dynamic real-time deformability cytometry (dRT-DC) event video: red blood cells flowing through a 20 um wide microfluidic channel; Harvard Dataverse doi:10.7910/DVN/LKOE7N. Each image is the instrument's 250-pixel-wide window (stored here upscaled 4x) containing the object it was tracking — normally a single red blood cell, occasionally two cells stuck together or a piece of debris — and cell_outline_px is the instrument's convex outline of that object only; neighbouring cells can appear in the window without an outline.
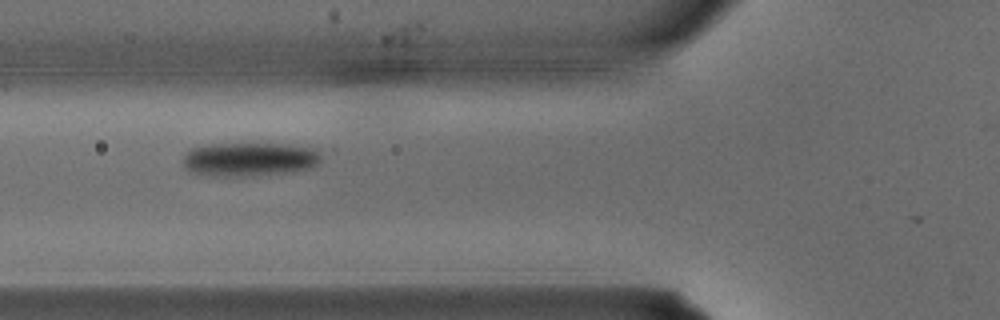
{"species": "common noctule bat (a hibernating species)", "species_latin": "Nyctalus noctula", "temperature_condition": "warm", "stored_images_in_passage": 3, "camera_frame_rate_fps": 3000, "um_per_image_px": 0.085, "animal": {"sex": "male", "body_mass_g": 15.6}, "frame": {"image": 1, "passage_image": 3, "time_ms": 0.667, "image_size_px": [1000, 320], "cell_outline_px": [[320, 160], [312, 168], [292, 172], [252, 176], [212, 176], [196, 172], [184, 168], [184, 156], [192, 148], [212, 144], [284, 144], [316, 148], [320, 156]], "centroid_in_image_um": [21.25, 13.55], "position_along_channel_um": 104.6, "area_um2": 27.11}}